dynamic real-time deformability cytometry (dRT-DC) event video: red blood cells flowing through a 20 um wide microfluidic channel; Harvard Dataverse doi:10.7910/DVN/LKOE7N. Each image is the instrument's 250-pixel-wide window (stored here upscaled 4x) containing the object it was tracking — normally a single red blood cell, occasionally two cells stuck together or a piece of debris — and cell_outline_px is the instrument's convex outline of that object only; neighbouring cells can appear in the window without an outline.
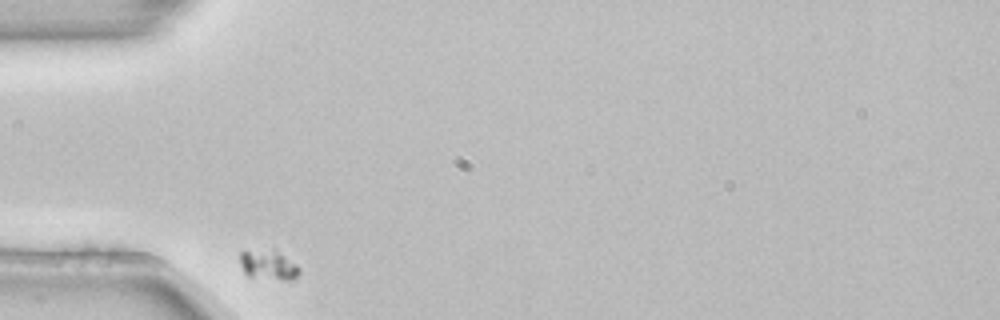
{"species": "common noctule bat (a hibernating species)", "species_latin": "Nyctalus noctula", "temperature_condition": "room temperature", "stored_images_in_passage": 4, "camera_frame_rate_fps": 3000, "um_per_image_px": 0.085, "animal": {"sex": "female", "body_mass_g": 22.7, "forearm_length_mm": 54.2}, "frame": {"image": 1, "passage_image": 1, "time_ms": 0.0, "image_size_px": [1000, 320], "cell_outline_px": [[300, 272], [292, 280], [280, 280], [248, 276], [244, 272], [240, 264], [240, 252], [272, 248], [296, 264], [300, 268]], "centroid_in_image_um": [22.8, 22.52], "position_along_channel_um": 62.2, "area_um2": 10.29}}